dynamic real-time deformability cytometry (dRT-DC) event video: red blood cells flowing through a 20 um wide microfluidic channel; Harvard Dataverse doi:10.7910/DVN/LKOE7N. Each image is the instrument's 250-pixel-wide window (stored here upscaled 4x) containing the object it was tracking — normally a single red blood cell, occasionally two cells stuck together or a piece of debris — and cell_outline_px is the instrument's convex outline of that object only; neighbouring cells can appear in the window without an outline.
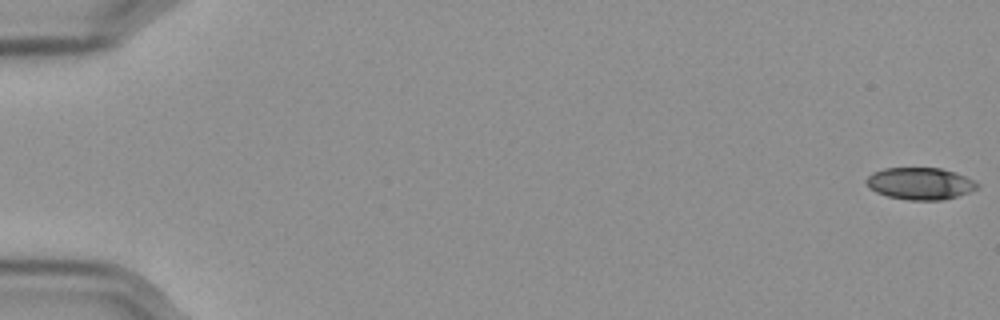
{"species": "Egyptian fruit bat (a non-hibernating species)", "species_latin": "Rousettus aegyptiacus", "temperature_condition": "cold", "stored_images_in_passage": 18, "camera_frame_rate_fps": 3000, "um_per_image_px": 0.085, "frame": {"image": 1, "passage_image": 1, "time_ms": 0.0, "image_size_px": [1000, 320], "cell_outline_px": [[980, 184], [976, 188], [968, 192], [944, 200], [908, 200], [888, 196], [876, 192], [868, 188], [864, 180], [872, 172], [884, 168], [940, 168], [956, 172]], "centroid_in_image_um": [78.16, 15.6], "position_along_channel_um": 6.8, "area_um2": 20.69}}
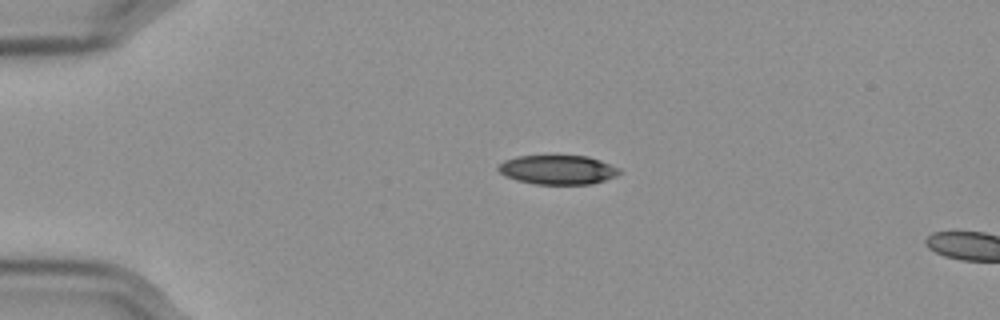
{"frame": {"image": 2, "passage_image": 14, "time_ms": 4.333, "image_size_px": [1000, 320], "cell_outline_px": [[620, 172], [616, 176], [604, 180], [588, 184], [536, 184], [516, 180], [504, 176], [496, 168], [504, 160], [516, 156], [588, 156], [600, 160], [620, 168]], "centroid_in_image_um": [47.38, 14.43], "position_along_channel_um": 37.6, "area_um2": 20.58}}